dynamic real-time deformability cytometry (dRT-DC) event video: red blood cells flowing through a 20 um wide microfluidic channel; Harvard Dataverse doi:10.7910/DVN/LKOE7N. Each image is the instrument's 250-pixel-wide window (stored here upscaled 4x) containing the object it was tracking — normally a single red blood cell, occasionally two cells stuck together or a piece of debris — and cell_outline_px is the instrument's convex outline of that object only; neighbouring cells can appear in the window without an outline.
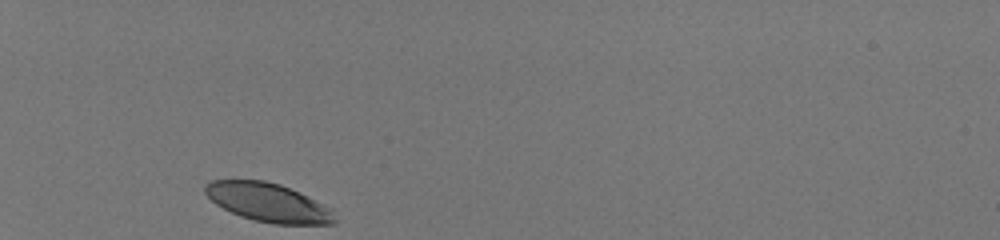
{"species": "human", "species_latin": "Homo sapiens", "temperature_condition": "room temperature", "stored_images_in_passage": 30, "camera_frame_rate_fps": 3000, "um_per_image_px": 0.085, "donor": {"sex": "male"}, "frame": {"image": 1, "passage_image": 1, "time_ms": 0.0, "image_size_px": [1000, 240], "cell_outline_px": [[336, 220], [332, 224], [272, 224], [252, 220], [240, 216], [216, 204], [204, 192], [204, 184], [208, 180], [264, 180], [280, 184], [300, 192], [332, 208]], "centroid_in_image_um": [22.8, 17.2], "position_along_channel_um": 62.2, "area_um2": 29.36}}
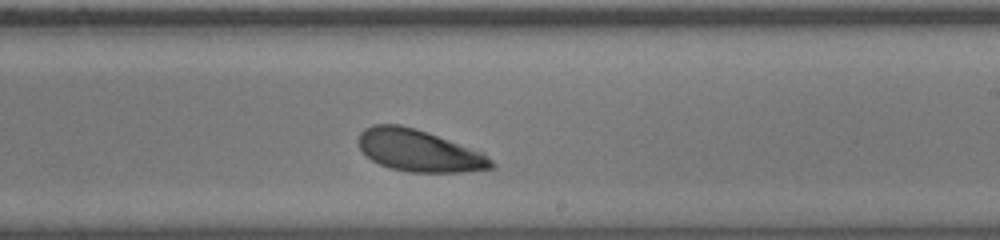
{"frame": {"image": 2, "passage_image": 18, "time_ms": 5.667, "image_size_px": [1000, 240], "cell_outline_px": [[496, 168], [464, 172], [408, 172], [392, 168], [380, 164], [372, 160], [360, 148], [360, 132], [364, 128], [372, 124], [400, 124], [416, 128], [488, 156], [496, 164]], "centroid_in_image_um": [35.6, 12.81], "position_along_channel_um": 253.4, "area_um2": 31.85}}
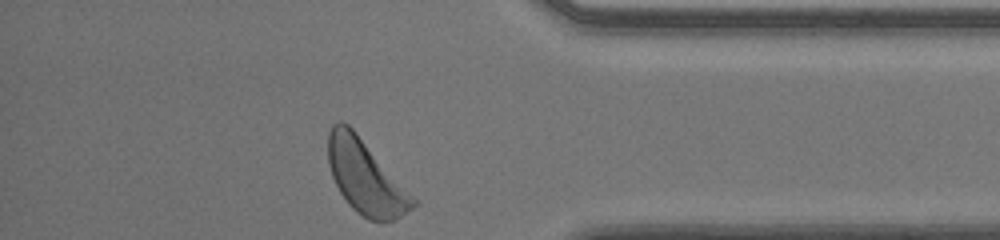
{"frame": {"image": 3, "passage_image": 30, "time_ms": 9.667, "image_size_px": [1000, 240], "cell_outline_px": [[420, 204], [396, 220], [368, 220], [356, 212], [348, 204], [340, 192], [332, 176], [328, 164], [328, 132], [332, 124], [340, 120], [348, 124], [356, 132]], "centroid_in_image_um": [31.06, 15.06], "position_along_channel_um": 404.1, "area_um2": 36.13}, "authors_computed_cell_mechanics": {"area_um2": 32.2235, "velocity_mm_per_s": 3.9842, "shape_relaxation_time_tau1_ms": 1.6919, "shape_relaxation_time_tau2_ms": null, "deformation_change_tau1": 0.1373, "deformation_change_tau2": null}}